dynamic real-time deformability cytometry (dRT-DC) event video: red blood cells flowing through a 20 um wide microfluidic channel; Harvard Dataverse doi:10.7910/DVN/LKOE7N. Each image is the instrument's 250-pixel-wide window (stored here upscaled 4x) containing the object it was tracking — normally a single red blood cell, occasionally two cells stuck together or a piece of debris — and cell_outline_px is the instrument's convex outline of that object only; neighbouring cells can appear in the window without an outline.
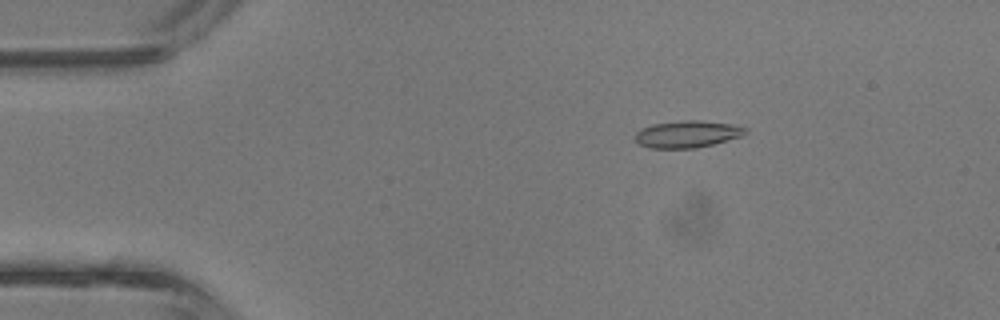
{"species": "common noctule bat (a hibernating species)", "species_latin": "Nyctalus noctula", "temperature_condition": "room temperature", "stored_images_in_passage": 36, "camera_frame_rate_fps": 3000, "um_per_image_px": 0.085, "animal": {"sex": "male", "body_mass_g": 13.3}, "frame": {"image": 1, "passage_image": 1, "time_ms": 0.0, "image_size_px": [1000, 320], "cell_outline_px": [[748, 132], [740, 136], [712, 144], [696, 148], [652, 148], [640, 144], [632, 136], [640, 128], [652, 124], [680, 120], [700, 120], [732, 124], [748, 128]], "centroid_in_image_um": [58.39, 11.38], "position_along_channel_um": 26.6, "area_um2": 17.4}}
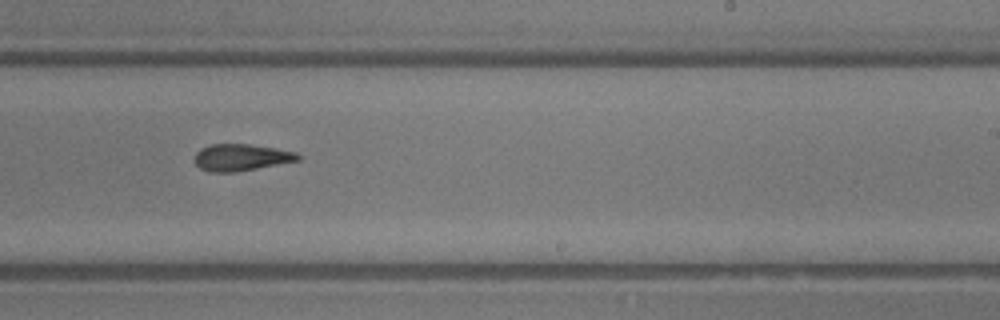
{"frame": {"image": 2, "passage_image": 20, "time_ms": 6.333, "image_size_px": [1000, 320], "cell_outline_px": [[300, 160], [236, 172], [208, 172], [200, 168], [192, 160], [196, 152], [200, 148], [212, 144], [248, 144], [276, 148], [296, 152], [300, 156]], "centroid_in_image_um": [20.45, 13.38], "position_along_channel_um": 268.5, "area_um2": 16.24}}
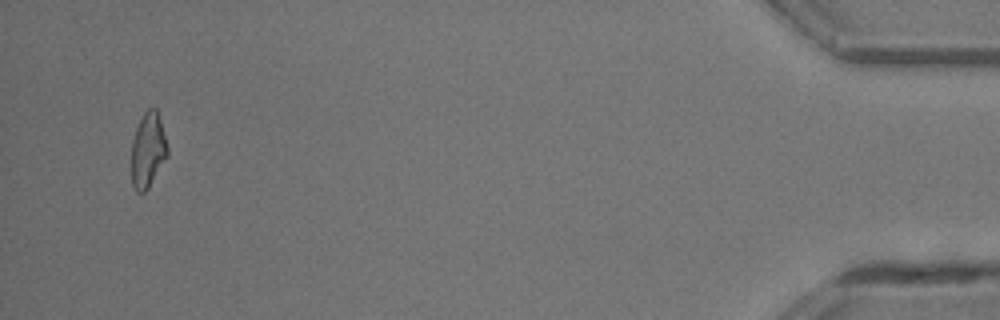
{"frame": {"image": 3, "passage_image": 35, "time_ms": 11.333, "image_size_px": [1000, 320], "cell_outline_px": [[168, 156], [148, 188], [144, 192], [136, 192], [132, 184], [132, 140], [136, 128], [144, 112], [148, 108], [156, 108], [160, 120], [168, 148]], "centroid_in_image_um": [12.57, 12.77], "position_along_channel_um": 422.6, "area_um2": 15.61}, "authors_computed_cell_mechanics": {"area_um2": 16.7331, "velocity_mm_per_s": 4.8194, "shape_relaxation_time_tau1_ms": 4.2077, "shape_relaxation_time_tau2_ms": 2.918, "deformation_change_tau1": 0.1383, "deformation_change_tau2": 0.1233}}